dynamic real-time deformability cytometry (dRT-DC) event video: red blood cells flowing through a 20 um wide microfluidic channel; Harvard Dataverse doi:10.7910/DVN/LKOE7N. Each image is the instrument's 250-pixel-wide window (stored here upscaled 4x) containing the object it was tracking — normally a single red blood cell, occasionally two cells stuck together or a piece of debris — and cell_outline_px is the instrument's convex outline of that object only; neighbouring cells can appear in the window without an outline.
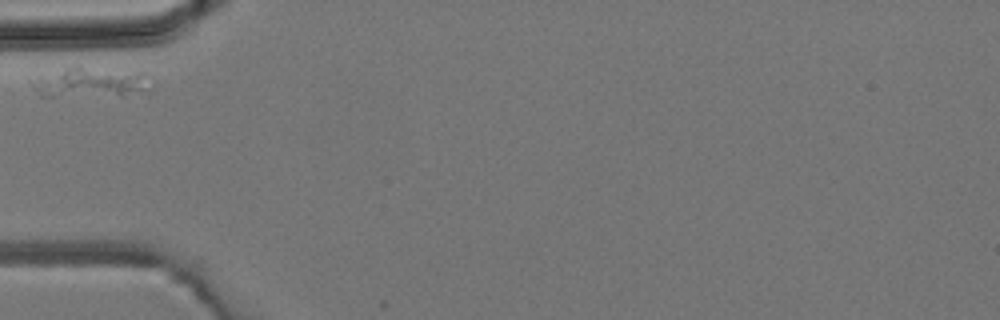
{"species": "common noctule bat (a hibernating species)", "species_latin": "Nyctalus noctula", "temperature_condition": "room temperature", "stored_images_in_passage": 1, "camera_frame_rate_fps": 3000, "um_per_image_px": 0.085, "animal": {"sex": "male", "body_mass_g": 19.2, "forearm_length_mm": 51.8}, "frame": {"image": 1, "passage_image": 1, "time_ms": 0.0, "image_size_px": [1000, 320], "cell_outline_px": [[144, 72], [140, 88], [124, 96], [40, 96], [32, 88], [32, 84], [40, 80], [76, 64]], "centroid_in_image_um": [7.61, 6.99], "position_along_channel_um": 77.4, "area_um2": 19.65}}